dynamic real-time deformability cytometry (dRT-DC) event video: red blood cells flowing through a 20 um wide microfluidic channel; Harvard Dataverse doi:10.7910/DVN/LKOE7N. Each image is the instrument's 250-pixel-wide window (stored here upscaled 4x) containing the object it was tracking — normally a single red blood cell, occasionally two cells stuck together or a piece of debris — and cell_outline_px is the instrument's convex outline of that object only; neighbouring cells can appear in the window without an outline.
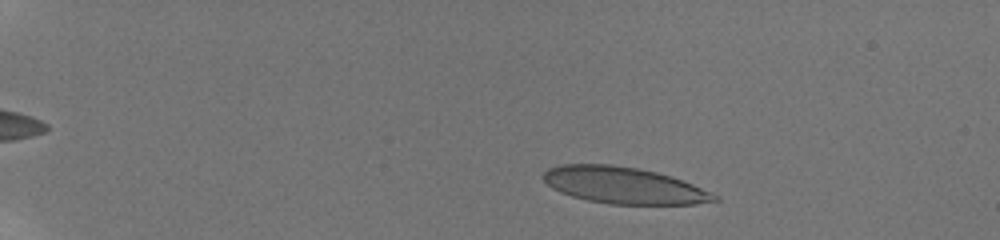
{"species": "human", "species_latin": "Homo sapiens", "temperature_condition": "room temperature", "stored_images_in_passage": 51, "camera_frame_rate_fps": 3000, "um_per_image_px": 0.085, "donor": {"sex": "male"}, "frame": {"image": 1, "passage_image": 6, "time_ms": 1.667, "image_size_px": [1000, 240], "cell_outline_px": [[720, 200], [696, 204], [608, 204], [588, 200], [572, 196], [560, 192], [552, 188], [544, 180], [544, 172], [548, 168], [560, 164], [612, 164], [636, 168], [656, 172], [672, 176], [692, 184], [720, 196]], "centroid_in_image_um": [53.03, 15.75], "position_along_channel_um": 32.0, "area_um2": 36.41}}
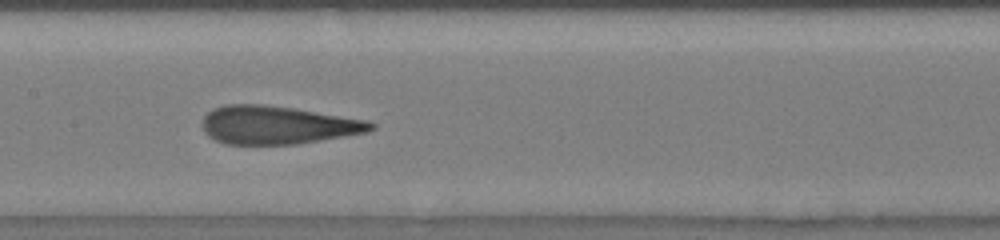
{"frame": {"image": 2, "passage_image": 27, "time_ms": 8.667, "image_size_px": [1000, 240], "cell_outline_px": [[376, 128], [368, 132], [296, 144], [224, 144], [208, 136], [204, 132], [200, 124], [204, 116], [212, 108], [224, 104], [260, 104], [292, 108], [368, 120], [376, 124]], "centroid_in_image_um": [23.55, 10.62], "position_along_channel_um": 183.9, "area_um2": 37.63}}
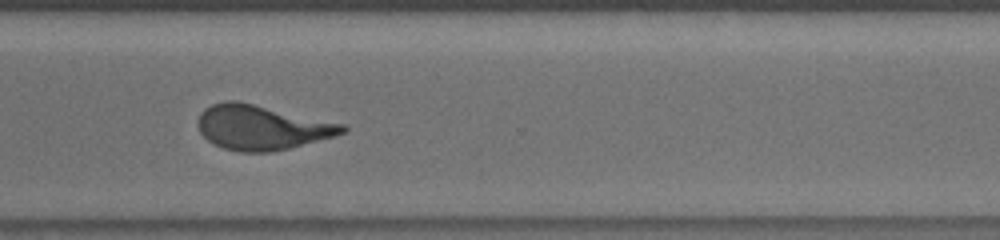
{"frame": {"image": 3, "passage_image": 40, "time_ms": 13.0, "image_size_px": [1000, 240], "cell_outline_px": [[348, 132], [288, 148], [272, 152], [240, 152], [224, 148], [208, 140], [200, 132], [196, 124], [200, 112], [204, 108], [212, 104], [224, 100], [236, 100], [344, 124], [348, 128]], "centroid_in_image_um": [22.21, 10.82], "position_along_channel_um": 348.4, "area_um2": 37.45}, "authors_computed_cell_mechanics": {"area_um2": 37.57, "velocity_mm_per_s": 3.811, "shape_relaxation_time_tau1_ms": 5.7599, "shape_relaxation_time_tau2_ms": 0.9353, "deformation_change_tau1": 0.2288, "deformation_change_tau2": 0.1065}}